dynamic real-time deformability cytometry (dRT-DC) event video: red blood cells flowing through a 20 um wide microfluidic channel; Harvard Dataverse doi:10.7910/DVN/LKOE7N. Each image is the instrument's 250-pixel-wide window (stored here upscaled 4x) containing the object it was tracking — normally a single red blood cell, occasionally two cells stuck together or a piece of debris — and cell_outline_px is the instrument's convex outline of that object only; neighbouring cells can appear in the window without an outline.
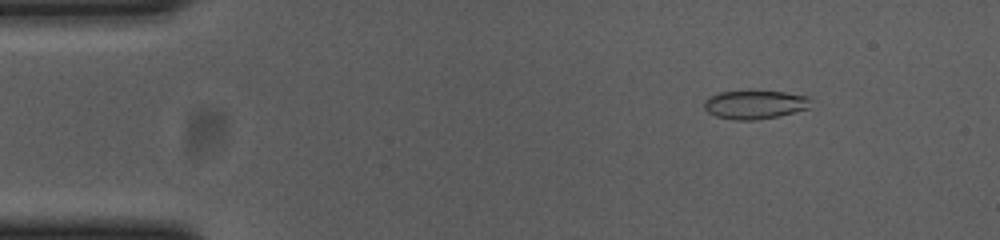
{"species": "common noctule bat (a hibernating species)", "species_latin": "Nyctalus noctula", "temperature_condition": "cold", "stored_images_in_passage": 55, "camera_frame_rate_fps": 3000, "um_per_image_px": 0.085, "animal": {"sex": "female", "body_mass_g": 23.0, "forearm_length_mm": 53.4}, "frame": {"image": 1, "passage_image": 7, "time_ms": 2.0, "image_size_px": [1000, 240], "cell_outline_px": [[808, 108], [780, 116], [756, 120], [732, 120], [716, 116], [708, 112], [704, 108], [704, 100], [708, 96], [720, 92], [784, 92], [808, 96]], "centroid_in_image_um": [64.11, 8.91], "position_along_channel_um": 20.9, "area_um2": 17.51}}
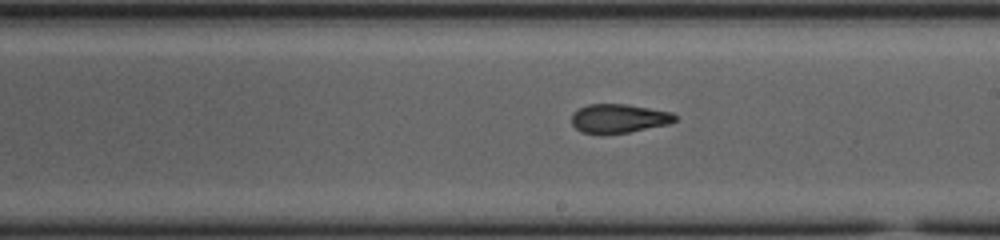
{"frame": {"image": 2, "passage_image": 31, "time_ms": 10.0, "image_size_px": [1000, 240], "cell_outline_px": [[676, 120], [668, 124], [628, 132], [580, 132], [572, 124], [572, 112], [588, 104], [628, 104], [672, 112], [676, 116]], "centroid_in_image_um": [52.61, 10.04], "position_along_channel_um": 236.4, "area_um2": 17.05}}
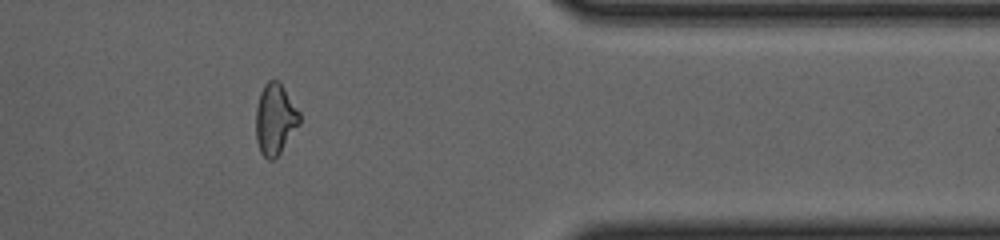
{"frame": {"image": 3, "passage_image": 45, "time_ms": 14.667, "image_size_px": [1000, 240], "cell_outline_px": [[300, 124], [280, 152], [272, 160], [268, 160], [260, 152], [256, 140], [256, 108], [260, 92], [264, 84], [268, 80], [280, 80], [300, 112]], "centroid_in_image_um": [23.39, 10.09], "position_along_channel_um": 388.0, "area_um2": 18.21}, "authors_computed_cell_mechanics": {"area_um2": 18.207, "velocity_mm_per_s": 3.6981, "shape_relaxation_time_tau1_ms": null, "shape_relaxation_time_tau2_ms": 2.5605, "deformation_change_tau1": null, "deformation_change_tau2": 0.0878}}